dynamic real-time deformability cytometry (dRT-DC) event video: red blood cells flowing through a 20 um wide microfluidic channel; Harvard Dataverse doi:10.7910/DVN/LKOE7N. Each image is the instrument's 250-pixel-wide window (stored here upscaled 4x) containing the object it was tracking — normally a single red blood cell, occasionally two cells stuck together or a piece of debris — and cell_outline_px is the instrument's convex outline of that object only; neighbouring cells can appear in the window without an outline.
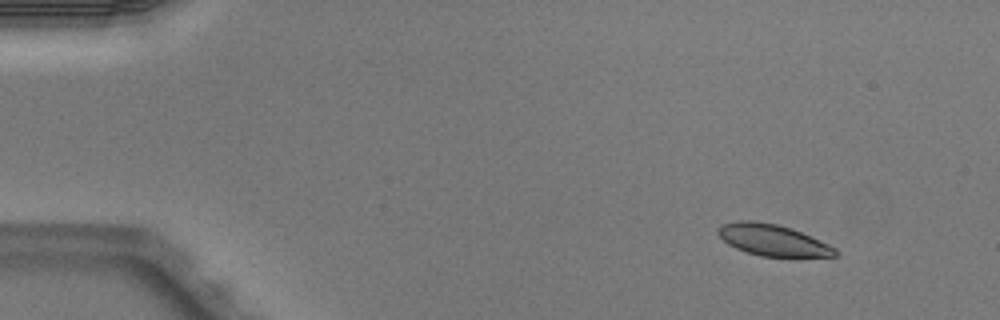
{"species": "Egyptian fruit bat (a non-hibernating species)", "species_latin": "Rousettus aegyptiacus", "temperature_condition": "warm", "stored_images_in_passage": 6, "camera_frame_rate_fps": 3000, "um_per_image_px": 0.085, "animal": {"sex": "male"}, "frame": {"image": 1, "passage_image": 1, "time_ms": 0.0, "image_size_px": [1000, 320], "cell_outline_px": [[840, 252], [836, 256], [796, 260], [760, 256], [736, 248], [728, 244], [716, 232], [716, 228], [724, 224], [740, 220], [752, 220], [776, 224], [792, 228], [828, 244], [836, 248]], "centroid_in_image_um": [65.78, 20.47], "position_along_channel_um": 19.2, "area_um2": 22.31}}
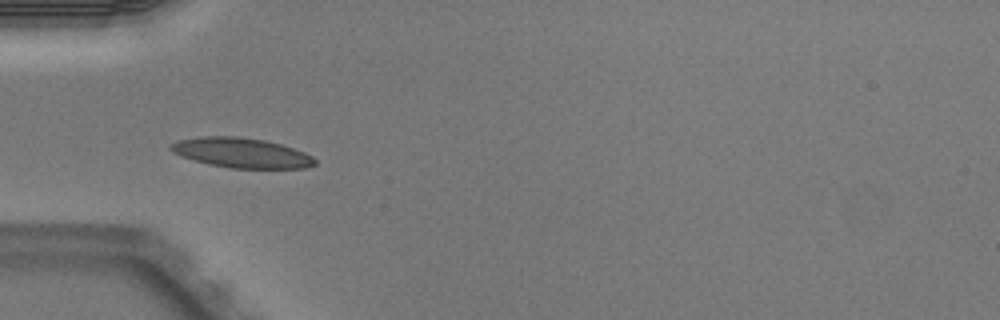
{"frame": {"image": 2, "passage_image": 4, "time_ms": 1.0, "image_size_px": [1000, 320], "cell_outline_px": [[316, 164], [308, 168], [232, 168], [208, 164], [172, 152], [168, 148], [176, 140], [200, 136], [236, 136], [264, 140], [280, 144], [304, 152], [312, 156], [316, 160]], "centroid_in_image_um": [20.53, 12.98], "position_along_channel_um": 64.5, "area_um2": 24.97}}
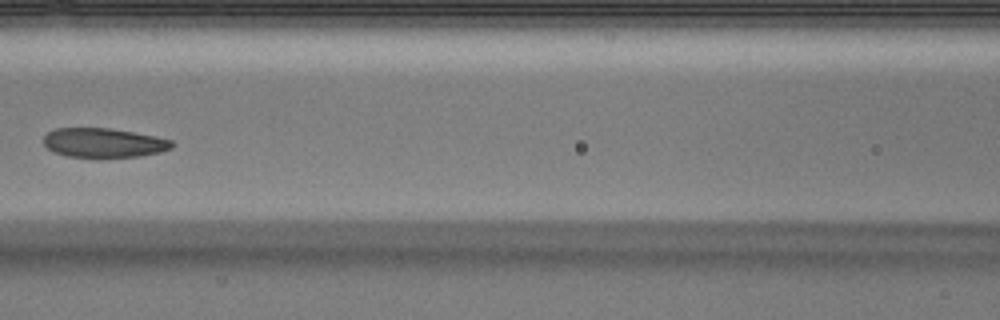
{"frame": {"image": 3, "passage_image": 6, "time_ms": 1.667, "image_size_px": [1000, 320], "cell_outline_px": [[172, 148], [160, 152], [140, 156], [104, 160], [100, 160], [64, 156], [48, 148], [44, 144], [44, 136], [48, 132], [56, 128], [108, 128], [156, 136], [172, 140]], "centroid_in_image_um": [8.81, 12.18], "position_along_channel_um": 157.8, "area_um2": 22.66}}